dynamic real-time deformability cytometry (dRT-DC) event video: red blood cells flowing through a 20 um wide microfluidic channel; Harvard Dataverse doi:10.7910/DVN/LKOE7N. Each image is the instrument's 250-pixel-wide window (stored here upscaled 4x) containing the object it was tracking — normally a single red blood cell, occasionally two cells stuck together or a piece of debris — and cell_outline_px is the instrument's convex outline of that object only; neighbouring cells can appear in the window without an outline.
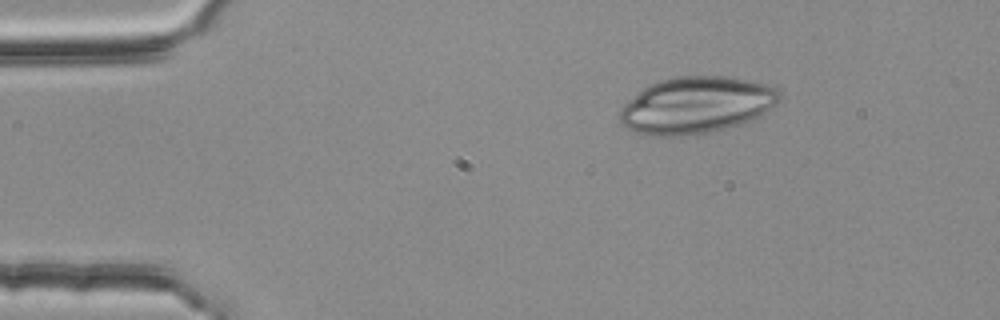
{"species": "common noctule bat (a hibernating species)", "species_latin": "Nyctalus noctula", "temperature_condition": "room temperature", "stored_images_in_passage": 2, "camera_frame_rate_fps": 3000, "um_per_image_px": 0.085, "animal": {"sex": "female", "body_mass_g": 25.1}, "frame": {"image": 1, "passage_image": 1, "time_ms": 0.0, "image_size_px": [1000, 320], "cell_outline_px": [[780, 100], [776, 104], [756, 116], [740, 124], [708, 132], [684, 136], [652, 136], [636, 132], [620, 124], [620, 108], [624, 104], [644, 88], [660, 80], [680, 76], [724, 76], [752, 80], [780, 88]], "centroid_in_image_um": [59.18, 8.93], "position_along_channel_um": 25.8, "area_um2": 52.42}}